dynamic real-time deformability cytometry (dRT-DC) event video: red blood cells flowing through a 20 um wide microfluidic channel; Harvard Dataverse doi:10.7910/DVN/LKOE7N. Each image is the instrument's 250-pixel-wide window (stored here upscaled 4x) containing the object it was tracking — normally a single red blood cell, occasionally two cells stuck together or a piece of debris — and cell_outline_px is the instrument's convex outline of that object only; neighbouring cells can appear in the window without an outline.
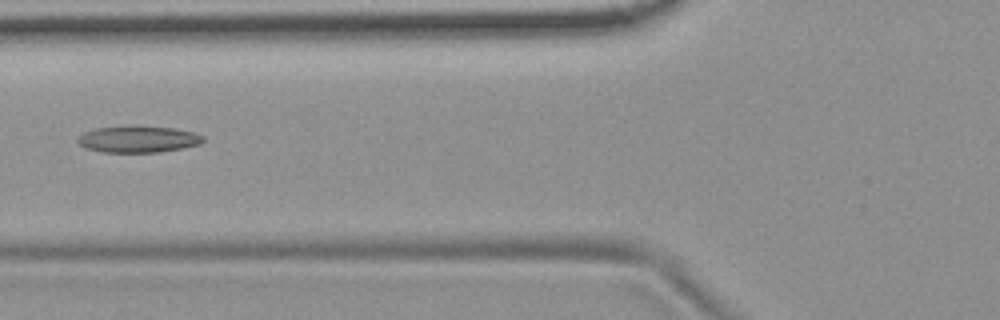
{"species": "common noctule bat (a hibernating species)", "species_latin": "Nyctalus noctula", "temperature_condition": "room temperature", "stored_images_in_passage": 5, "camera_frame_rate_fps": 3000, "um_per_image_px": 0.085, "animal": {"sex": "female", "body_mass_g": 19.9}, "frame": {"image": 1, "passage_image": 5, "time_ms": 5.333, "image_size_px": [1000, 320], "cell_outline_px": [[204, 140], [200, 144], [160, 152], [104, 152], [84, 148], [76, 140], [84, 132], [96, 128], [172, 128], [192, 132], [204, 136]], "centroid_in_image_um": [11.73, 11.87], "position_along_channel_um": 114.1, "area_um2": 18.55}}